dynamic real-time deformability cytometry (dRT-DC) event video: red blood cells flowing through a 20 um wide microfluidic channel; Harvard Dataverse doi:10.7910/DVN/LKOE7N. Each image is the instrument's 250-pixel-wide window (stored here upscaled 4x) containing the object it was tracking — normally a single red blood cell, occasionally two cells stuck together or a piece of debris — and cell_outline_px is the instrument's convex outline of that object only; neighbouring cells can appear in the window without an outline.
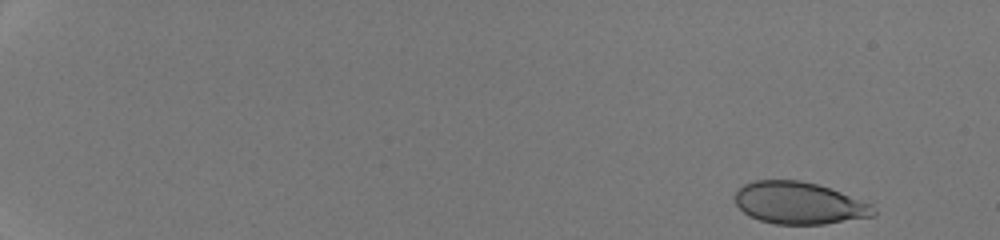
{"species": "human", "species_latin": "Homo sapiens", "temperature_condition": "room temperature", "stored_images_in_passage": 48, "camera_frame_rate_fps": 3000, "um_per_image_px": 0.085, "donor": {"sex": "male"}, "frame": {"image": 1, "passage_image": 1, "time_ms": 0.0, "image_size_px": [1000, 240], "cell_outline_px": [[876, 216], [824, 224], [776, 224], [760, 220], [748, 216], [736, 204], [736, 188], [752, 180], [800, 180], [816, 184], [840, 192], [872, 204], [876, 208]], "centroid_in_image_um": [67.92, 17.26], "position_along_channel_um": 17.1, "area_um2": 34.04}}
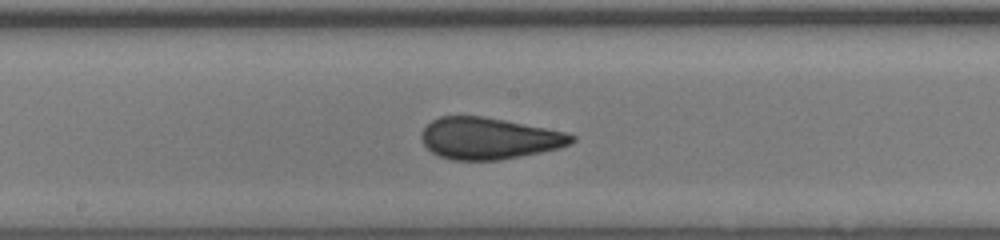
{"frame": {"image": 2, "passage_image": 28, "time_ms": 9.0, "image_size_px": [1000, 240], "cell_outline_px": [[576, 140], [560, 148], [500, 160], [452, 160], [440, 156], [432, 152], [424, 144], [420, 136], [420, 132], [432, 120], [440, 116], [484, 116], [564, 132], [576, 136]], "centroid_in_image_um": [41.53, 11.76], "position_along_channel_um": 206.7, "area_um2": 36.18}}
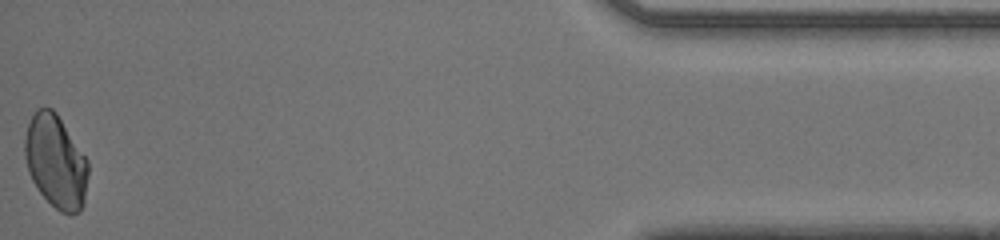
{"frame": {"image": 3, "passage_image": 48, "time_ms": 15.667, "image_size_px": [1000, 240], "cell_outline_px": [[88, 176], [84, 204], [80, 212], [72, 216], [60, 212], [40, 192], [32, 180], [28, 172], [24, 156], [24, 140], [28, 124], [36, 108], [52, 108], [56, 112], [88, 160]], "centroid_in_image_um": [4.75, 13.75], "position_along_channel_um": 430.5, "area_um2": 34.56}}